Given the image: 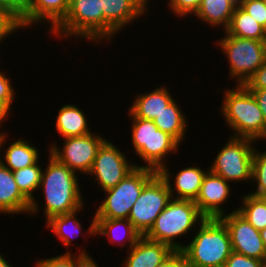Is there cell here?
Returning a JSON list of instances; mask_svg holds the SVG:
<instances>
[{
	"instance_id": "cell-21",
	"label": "cell",
	"mask_w": 266,
	"mask_h": 267,
	"mask_svg": "<svg viewBox=\"0 0 266 267\" xmlns=\"http://www.w3.org/2000/svg\"><path fill=\"white\" fill-rule=\"evenodd\" d=\"M94 221L95 235H103L107 237L110 244L114 243L115 245L118 244V246L122 247L128 245V248H126L128 250L142 237L128 219L94 218ZM122 234H124L123 237L121 236ZM124 241L128 243H125Z\"/></svg>"
},
{
	"instance_id": "cell-1",
	"label": "cell",
	"mask_w": 266,
	"mask_h": 267,
	"mask_svg": "<svg viewBox=\"0 0 266 267\" xmlns=\"http://www.w3.org/2000/svg\"><path fill=\"white\" fill-rule=\"evenodd\" d=\"M42 171L39 189L43 191L45 206L43 216L50 218L71 213L84 207L78 175L67 165L60 163L49 152L48 164ZM82 195V196H81ZM83 199V200H82Z\"/></svg>"
},
{
	"instance_id": "cell-48",
	"label": "cell",
	"mask_w": 266,
	"mask_h": 267,
	"mask_svg": "<svg viewBox=\"0 0 266 267\" xmlns=\"http://www.w3.org/2000/svg\"><path fill=\"white\" fill-rule=\"evenodd\" d=\"M208 267H225V265H218V266H208Z\"/></svg>"
},
{
	"instance_id": "cell-36",
	"label": "cell",
	"mask_w": 266,
	"mask_h": 267,
	"mask_svg": "<svg viewBox=\"0 0 266 267\" xmlns=\"http://www.w3.org/2000/svg\"><path fill=\"white\" fill-rule=\"evenodd\" d=\"M19 25L3 10L0 8V39L8 38L18 31Z\"/></svg>"
},
{
	"instance_id": "cell-29",
	"label": "cell",
	"mask_w": 266,
	"mask_h": 267,
	"mask_svg": "<svg viewBox=\"0 0 266 267\" xmlns=\"http://www.w3.org/2000/svg\"><path fill=\"white\" fill-rule=\"evenodd\" d=\"M245 195V196H244ZM242 206L237 212L243 216L256 230L266 228V199L249 194L242 195Z\"/></svg>"
},
{
	"instance_id": "cell-33",
	"label": "cell",
	"mask_w": 266,
	"mask_h": 267,
	"mask_svg": "<svg viewBox=\"0 0 266 267\" xmlns=\"http://www.w3.org/2000/svg\"><path fill=\"white\" fill-rule=\"evenodd\" d=\"M36 267H75L74 253L65 252L62 255L52 256L51 258L38 259Z\"/></svg>"
},
{
	"instance_id": "cell-7",
	"label": "cell",
	"mask_w": 266,
	"mask_h": 267,
	"mask_svg": "<svg viewBox=\"0 0 266 267\" xmlns=\"http://www.w3.org/2000/svg\"><path fill=\"white\" fill-rule=\"evenodd\" d=\"M217 46L227 57L230 78L244 85L254 72L266 62V41L229 35L226 31Z\"/></svg>"
},
{
	"instance_id": "cell-38",
	"label": "cell",
	"mask_w": 266,
	"mask_h": 267,
	"mask_svg": "<svg viewBox=\"0 0 266 267\" xmlns=\"http://www.w3.org/2000/svg\"><path fill=\"white\" fill-rule=\"evenodd\" d=\"M157 267H190L187 264L183 253L181 251H175L169 258H167L162 264Z\"/></svg>"
},
{
	"instance_id": "cell-24",
	"label": "cell",
	"mask_w": 266,
	"mask_h": 267,
	"mask_svg": "<svg viewBox=\"0 0 266 267\" xmlns=\"http://www.w3.org/2000/svg\"><path fill=\"white\" fill-rule=\"evenodd\" d=\"M236 4L232 0H202L198 11L195 13L204 24L222 27L225 31L231 21Z\"/></svg>"
},
{
	"instance_id": "cell-8",
	"label": "cell",
	"mask_w": 266,
	"mask_h": 267,
	"mask_svg": "<svg viewBox=\"0 0 266 267\" xmlns=\"http://www.w3.org/2000/svg\"><path fill=\"white\" fill-rule=\"evenodd\" d=\"M102 9L103 0H71L67 16L51 33L59 39L78 37L102 43Z\"/></svg>"
},
{
	"instance_id": "cell-22",
	"label": "cell",
	"mask_w": 266,
	"mask_h": 267,
	"mask_svg": "<svg viewBox=\"0 0 266 267\" xmlns=\"http://www.w3.org/2000/svg\"><path fill=\"white\" fill-rule=\"evenodd\" d=\"M166 86L156 87L143 94H136L131 107L128 109L136 118L153 121L164 108L172 102L173 96Z\"/></svg>"
},
{
	"instance_id": "cell-42",
	"label": "cell",
	"mask_w": 266,
	"mask_h": 267,
	"mask_svg": "<svg viewBox=\"0 0 266 267\" xmlns=\"http://www.w3.org/2000/svg\"><path fill=\"white\" fill-rule=\"evenodd\" d=\"M34 0H13L14 6L24 14L32 5Z\"/></svg>"
},
{
	"instance_id": "cell-17",
	"label": "cell",
	"mask_w": 266,
	"mask_h": 267,
	"mask_svg": "<svg viewBox=\"0 0 266 267\" xmlns=\"http://www.w3.org/2000/svg\"><path fill=\"white\" fill-rule=\"evenodd\" d=\"M169 168L170 167L164 166L159 173L167 182L172 199L194 201L199 194L203 178L209 170L206 171L203 168L201 169L197 165L192 167L189 166L179 170V172L173 176V172L171 174ZM171 177L174 179V185Z\"/></svg>"
},
{
	"instance_id": "cell-45",
	"label": "cell",
	"mask_w": 266,
	"mask_h": 267,
	"mask_svg": "<svg viewBox=\"0 0 266 267\" xmlns=\"http://www.w3.org/2000/svg\"><path fill=\"white\" fill-rule=\"evenodd\" d=\"M145 11L148 10L149 0H135Z\"/></svg>"
},
{
	"instance_id": "cell-35",
	"label": "cell",
	"mask_w": 266,
	"mask_h": 267,
	"mask_svg": "<svg viewBox=\"0 0 266 267\" xmlns=\"http://www.w3.org/2000/svg\"><path fill=\"white\" fill-rule=\"evenodd\" d=\"M0 70V101L6 104L9 108H12V103L15 100V91L12 87L11 80L6 77V73Z\"/></svg>"
},
{
	"instance_id": "cell-23",
	"label": "cell",
	"mask_w": 266,
	"mask_h": 267,
	"mask_svg": "<svg viewBox=\"0 0 266 267\" xmlns=\"http://www.w3.org/2000/svg\"><path fill=\"white\" fill-rule=\"evenodd\" d=\"M57 115L56 131L63 138L84 136L92 132L86 114L74 104L63 105Z\"/></svg>"
},
{
	"instance_id": "cell-27",
	"label": "cell",
	"mask_w": 266,
	"mask_h": 267,
	"mask_svg": "<svg viewBox=\"0 0 266 267\" xmlns=\"http://www.w3.org/2000/svg\"><path fill=\"white\" fill-rule=\"evenodd\" d=\"M82 209L84 210L82 207L74 212L57 215L46 221L45 227L49 228L54 233V236L56 235L57 239L64 244L67 248V253H70L68 248L72 245L73 239L77 238L84 229L77 218V214L81 213Z\"/></svg>"
},
{
	"instance_id": "cell-5",
	"label": "cell",
	"mask_w": 266,
	"mask_h": 267,
	"mask_svg": "<svg viewBox=\"0 0 266 267\" xmlns=\"http://www.w3.org/2000/svg\"><path fill=\"white\" fill-rule=\"evenodd\" d=\"M157 173L147 167H135L115 187L105 190V199L96 209L86 234L90 237L96 236L94 218L128 219L130 210L143 188Z\"/></svg>"
},
{
	"instance_id": "cell-43",
	"label": "cell",
	"mask_w": 266,
	"mask_h": 267,
	"mask_svg": "<svg viewBox=\"0 0 266 267\" xmlns=\"http://www.w3.org/2000/svg\"><path fill=\"white\" fill-rule=\"evenodd\" d=\"M10 111H11V109L6 104H4L0 101V129L2 127L1 123L6 122L7 121L6 119L9 118V113H11ZM5 133H7V132H5V131L0 132V134H5Z\"/></svg>"
},
{
	"instance_id": "cell-46",
	"label": "cell",
	"mask_w": 266,
	"mask_h": 267,
	"mask_svg": "<svg viewBox=\"0 0 266 267\" xmlns=\"http://www.w3.org/2000/svg\"><path fill=\"white\" fill-rule=\"evenodd\" d=\"M261 238L263 240L264 247L266 249V228L260 231Z\"/></svg>"
},
{
	"instance_id": "cell-39",
	"label": "cell",
	"mask_w": 266,
	"mask_h": 267,
	"mask_svg": "<svg viewBox=\"0 0 266 267\" xmlns=\"http://www.w3.org/2000/svg\"><path fill=\"white\" fill-rule=\"evenodd\" d=\"M79 253H75V267H99V265L94 261L89 252L80 248Z\"/></svg>"
},
{
	"instance_id": "cell-19",
	"label": "cell",
	"mask_w": 266,
	"mask_h": 267,
	"mask_svg": "<svg viewBox=\"0 0 266 267\" xmlns=\"http://www.w3.org/2000/svg\"><path fill=\"white\" fill-rule=\"evenodd\" d=\"M31 201L20 191L13 172L0 162V214H28Z\"/></svg>"
},
{
	"instance_id": "cell-47",
	"label": "cell",
	"mask_w": 266,
	"mask_h": 267,
	"mask_svg": "<svg viewBox=\"0 0 266 267\" xmlns=\"http://www.w3.org/2000/svg\"><path fill=\"white\" fill-rule=\"evenodd\" d=\"M236 5H240L243 0H232Z\"/></svg>"
},
{
	"instance_id": "cell-13",
	"label": "cell",
	"mask_w": 266,
	"mask_h": 267,
	"mask_svg": "<svg viewBox=\"0 0 266 267\" xmlns=\"http://www.w3.org/2000/svg\"><path fill=\"white\" fill-rule=\"evenodd\" d=\"M228 228L232 251L266 261V249L260 231L256 230L237 208L220 217Z\"/></svg>"
},
{
	"instance_id": "cell-40",
	"label": "cell",
	"mask_w": 266,
	"mask_h": 267,
	"mask_svg": "<svg viewBox=\"0 0 266 267\" xmlns=\"http://www.w3.org/2000/svg\"><path fill=\"white\" fill-rule=\"evenodd\" d=\"M0 8L20 26L23 14L14 6L13 0H0Z\"/></svg>"
},
{
	"instance_id": "cell-3",
	"label": "cell",
	"mask_w": 266,
	"mask_h": 267,
	"mask_svg": "<svg viewBox=\"0 0 266 267\" xmlns=\"http://www.w3.org/2000/svg\"><path fill=\"white\" fill-rule=\"evenodd\" d=\"M181 250L190 267L224 265L232 253L227 226L220 218H206Z\"/></svg>"
},
{
	"instance_id": "cell-31",
	"label": "cell",
	"mask_w": 266,
	"mask_h": 267,
	"mask_svg": "<svg viewBox=\"0 0 266 267\" xmlns=\"http://www.w3.org/2000/svg\"><path fill=\"white\" fill-rule=\"evenodd\" d=\"M202 0H169V10L178 18L191 17L198 11Z\"/></svg>"
},
{
	"instance_id": "cell-4",
	"label": "cell",
	"mask_w": 266,
	"mask_h": 267,
	"mask_svg": "<svg viewBox=\"0 0 266 267\" xmlns=\"http://www.w3.org/2000/svg\"><path fill=\"white\" fill-rule=\"evenodd\" d=\"M205 219L193 200L171 199L145 237L181 251L184 245L175 240L191 234Z\"/></svg>"
},
{
	"instance_id": "cell-14",
	"label": "cell",
	"mask_w": 266,
	"mask_h": 267,
	"mask_svg": "<svg viewBox=\"0 0 266 267\" xmlns=\"http://www.w3.org/2000/svg\"><path fill=\"white\" fill-rule=\"evenodd\" d=\"M231 189L230 182L208 171L194 203L206 218H220L227 212L223 206L231 196Z\"/></svg>"
},
{
	"instance_id": "cell-34",
	"label": "cell",
	"mask_w": 266,
	"mask_h": 267,
	"mask_svg": "<svg viewBox=\"0 0 266 267\" xmlns=\"http://www.w3.org/2000/svg\"><path fill=\"white\" fill-rule=\"evenodd\" d=\"M224 265L225 267H266V261L232 251Z\"/></svg>"
},
{
	"instance_id": "cell-37",
	"label": "cell",
	"mask_w": 266,
	"mask_h": 267,
	"mask_svg": "<svg viewBox=\"0 0 266 267\" xmlns=\"http://www.w3.org/2000/svg\"><path fill=\"white\" fill-rule=\"evenodd\" d=\"M247 89H266V62L244 84Z\"/></svg>"
},
{
	"instance_id": "cell-30",
	"label": "cell",
	"mask_w": 266,
	"mask_h": 267,
	"mask_svg": "<svg viewBox=\"0 0 266 267\" xmlns=\"http://www.w3.org/2000/svg\"><path fill=\"white\" fill-rule=\"evenodd\" d=\"M252 181L256 184L254 185L256 190L249 194L257 197H266V150L263 152H259L256 148L254 150Z\"/></svg>"
},
{
	"instance_id": "cell-44",
	"label": "cell",
	"mask_w": 266,
	"mask_h": 267,
	"mask_svg": "<svg viewBox=\"0 0 266 267\" xmlns=\"http://www.w3.org/2000/svg\"><path fill=\"white\" fill-rule=\"evenodd\" d=\"M6 259L7 258H4L2 253L0 252V267H12V265H10L11 263Z\"/></svg>"
},
{
	"instance_id": "cell-10",
	"label": "cell",
	"mask_w": 266,
	"mask_h": 267,
	"mask_svg": "<svg viewBox=\"0 0 266 267\" xmlns=\"http://www.w3.org/2000/svg\"><path fill=\"white\" fill-rule=\"evenodd\" d=\"M171 199L168 184L158 172L143 188L130 210L128 220L145 236Z\"/></svg>"
},
{
	"instance_id": "cell-16",
	"label": "cell",
	"mask_w": 266,
	"mask_h": 267,
	"mask_svg": "<svg viewBox=\"0 0 266 267\" xmlns=\"http://www.w3.org/2000/svg\"><path fill=\"white\" fill-rule=\"evenodd\" d=\"M71 0H34L33 5L22 15L19 28L50 24L51 33L67 16ZM32 25V26H31Z\"/></svg>"
},
{
	"instance_id": "cell-28",
	"label": "cell",
	"mask_w": 266,
	"mask_h": 267,
	"mask_svg": "<svg viewBox=\"0 0 266 267\" xmlns=\"http://www.w3.org/2000/svg\"><path fill=\"white\" fill-rule=\"evenodd\" d=\"M43 168L38 163L13 171L15 182L20 191L31 201L28 214L36 215L42 209L34 198V191H38Z\"/></svg>"
},
{
	"instance_id": "cell-9",
	"label": "cell",
	"mask_w": 266,
	"mask_h": 267,
	"mask_svg": "<svg viewBox=\"0 0 266 267\" xmlns=\"http://www.w3.org/2000/svg\"><path fill=\"white\" fill-rule=\"evenodd\" d=\"M255 143L256 141L250 138L230 136L208 170L230 183L252 181V161L255 150L253 144Z\"/></svg>"
},
{
	"instance_id": "cell-41",
	"label": "cell",
	"mask_w": 266,
	"mask_h": 267,
	"mask_svg": "<svg viewBox=\"0 0 266 267\" xmlns=\"http://www.w3.org/2000/svg\"><path fill=\"white\" fill-rule=\"evenodd\" d=\"M257 101L266 122V89H248Z\"/></svg>"
},
{
	"instance_id": "cell-20",
	"label": "cell",
	"mask_w": 266,
	"mask_h": 267,
	"mask_svg": "<svg viewBox=\"0 0 266 267\" xmlns=\"http://www.w3.org/2000/svg\"><path fill=\"white\" fill-rule=\"evenodd\" d=\"M6 136L8 137L7 133L0 134V153L4 151V156L0 154V162L8 169L13 172L15 170L34 165L36 163H41L39 162V150L27 139L21 138L15 140L12 143L10 142V145L5 149V146L3 145L6 144ZM3 148L5 150H2Z\"/></svg>"
},
{
	"instance_id": "cell-11",
	"label": "cell",
	"mask_w": 266,
	"mask_h": 267,
	"mask_svg": "<svg viewBox=\"0 0 266 267\" xmlns=\"http://www.w3.org/2000/svg\"><path fill=\"white\" fill-rule=\"evenodd\" d=\"M106 140L101 134L91 132L84 136L63 138L62 148L53 142L54 144L48 150L60 163L67 165L76 173L88 174L92 169L98 149Z\"/></svg>"
},
{
	"instance_id": "cell-12",
	"label": "cell",
	"mask_w": 266,
	"mask_h": 267,
	"mask_svg": "<svg viewBox=\"0 0 266 267\" xmlns=\"http://www.w3.org/2000/svg\"><path fill=\"white\" fill-rule=\"evenodd\" d=\"M114 143L106 140L98 149L91 171L87 176L94 177L103 191L115 187L135 167Z\"/></svg>"
},
{
	"instance_id": "cell-26",
	"label": "cell",
	"mask_w": 266,
	"mask_h": 267,
	"mask_svg": "<svg viewBox=\"0 0 266 267\" xmlns=\"http://www.w3.org/2000/svg\"><path fill=\"white\" fill-rule=\"evenodd\" d=\"M225 31L229 35L240 38L266 41V29L240 5H236L230 24Z\"/></svg>"
},
{
	"instance_id": "cell-6",
	"label": "cell",
	"mask_w": 266,
	"mask_h": 267,
	"mask_svg": "<svg viewBox=\"0 0 266 267\" xmlns=\"http://www.w3.org/2000/svg\"><path fill=\"white\" fill-rule=\"evenodd\" d=\"M128 114L132 120L130 129L133 151L145 163L137 164L136 167H147L159 172L167 164V155L178 153L180 143L158 129L153 121L136 118L129 110Z\"/></svg>"
},
{
	"instance_id": "cell-32",
	"label": "cell",
	"mask_w": 266,
	"mask_h": 267,
	"mask_svg": "<svg viewBox=\"0 0 266 267\" xmlns=\"http://www.w3.org/2000/svg\"><path fill=\"white\" fill-rule=\"evenodd\" d=\"M240 6L266 29V0H243Z\"/></svg>"
},
{
	"instance_id": "cell-18",
	"label": "cell",
	"mask_w": 266,
	"mask_h": 267,
	"mask_svg": "<svg viewBox=\"0 0 266 267\" xmlns=\"http://www.w3.org/2000/svg\"><path fill=\"white\" fill-rule=\"evenodd\" d=\"M127 252L123 267H157L175 251L167 244L142 236Z\"/></svg>"
},
{
	"instance_id": "cell-25",
	"label": "cell",
	"mask_w": 266,
	"mask_h": 267,
	"mask_svg": "<svg viewBox=\"0 0 266 267\" xmlns=\"http://www.w3.org/2000/svg\"><path fill=\"white\" fill-rule=\"evenodd\" d=\"M175 100L170 102L164 110L153 120L158 129L174 137L179 143L185 139L188 122L184 111Z\"/></svg>"
},
{
	"instance_id": "cell-2",
	"label": "cell",
	"mask_w": 266,
	"mask_h": 267,
	"mask_svg": "<svg viewBox=\"0 0 266 267\" xmlns=\"http://www.w3.org/2000/svg\"><path fill=\"white\" fill-rule=\"evenodd\" d=\"M221 115L230 127L232 137L266 140V122L253 94L244 86L237 85L225 90Z\"/></svg>"
},
{
	"instance_id": "cell-15",
	"label": "cell",
	"mask_w": 266,
	"mask_h": 267,
	"mask_svg": "<svg viewBox=\"0 0 266 267\" xmlns=\"http://www.w3.org/2000/svg\"><path fill=\"white\" fill-rule=\"evenodd\" d=\"M103 39L115 35L147 13L135 0H103ZM124 27V28H123Z\"/></svg>"
}]
</instances>
